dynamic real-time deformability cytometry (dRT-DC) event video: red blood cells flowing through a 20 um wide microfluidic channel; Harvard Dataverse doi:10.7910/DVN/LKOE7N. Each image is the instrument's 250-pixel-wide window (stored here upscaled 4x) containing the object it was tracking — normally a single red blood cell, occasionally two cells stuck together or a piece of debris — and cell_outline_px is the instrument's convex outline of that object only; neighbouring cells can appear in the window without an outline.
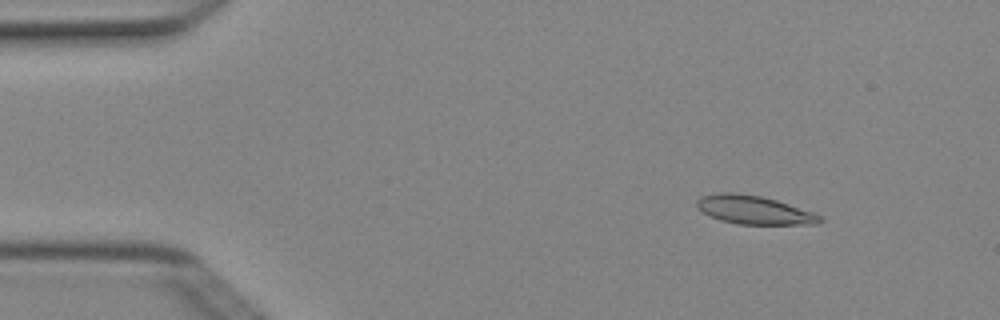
{"species": "Egyptian fruit bat (a non-hibernating species)", "species_latin": "Rousettus aegyptiacus", "temperature_condition": "cold", "stored_images_in_passage": 5, "camera_frame_rate_fps": 3000, "um_per_image_px": 0.085, "animal": {"sex": "female"}, "frame": {"image": 1, "passage_image": 2, "time_ms": 0.333, "image_size_px": [1000, 320], "cell_outline_px": [[824, 220], [816, 224], [736, 224], [720, 220], [708, 216], [696, 208], [696, 200], [700, 196], [720, 192], [736, 192], [760, 196], [776, 200], [812, 212], [820, 216]], "centroid_in_image_um": [64.01, 17.84], "position_along_channel_um": 21.0, "area_um2": 20.52}}